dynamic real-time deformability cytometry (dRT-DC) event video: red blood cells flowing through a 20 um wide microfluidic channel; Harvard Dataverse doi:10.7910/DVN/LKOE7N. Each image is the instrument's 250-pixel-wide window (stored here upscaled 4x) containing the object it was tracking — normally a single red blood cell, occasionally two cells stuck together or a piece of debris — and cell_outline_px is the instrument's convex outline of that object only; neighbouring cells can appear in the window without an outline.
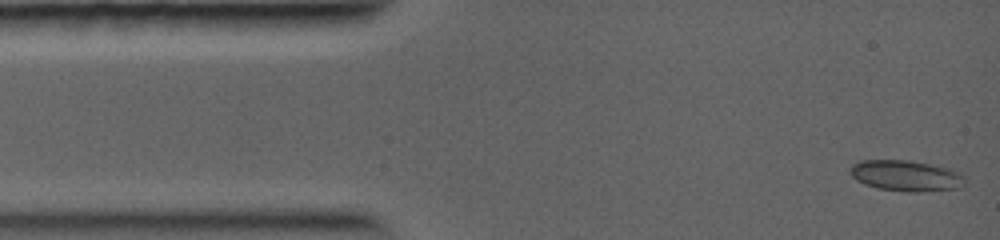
{"species": "common noctule bat (a hibernating species)", "species_latin": "Nyctalus noctula", "temperature_condition": "warm", "stored_images_in_passage": 47, "camera_frame_rate_fps": 5000, "um_per_image_px": 0.085, "animal": {"sex": "female", "body_mass_g": 19.0, "forearm_length_mm": 56.7}, "frame": {"image": 1, "passage_image": 1, "time_ms": 0.0, "image_size_px": [1000, 240], "cell_outline_px": [[964, 184], [960, 188], [916, 192], [908, 192], [880, 188], [864, 184], [856, 180], [848, 172], [848, 168], [852, 164], [860, 160], [908, 160], [948, 168], [960, 172], [964, 176]], "centroid_in_image_um": [76.97, 14.93], "position_along_channel_um": 8.0, "area_um2": 20.69}}
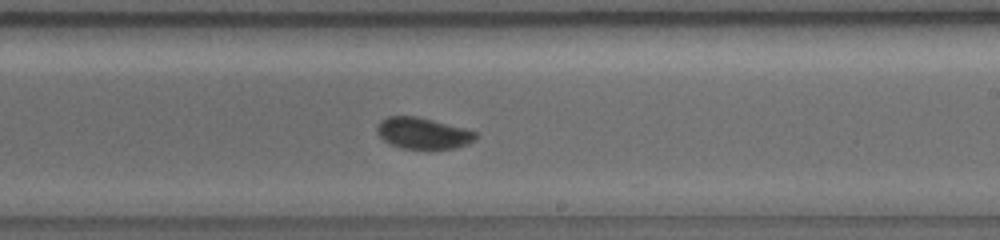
{"frame": {"image": 2, "passage_image": 28, "time_ms": 6.6, "image_size_px": [1000, 240], "cell_outline_px": [[476, 140], [468, 144], [456, 148], [400, 148], [388, 144], [376, 132], [376, 124], [380, 120], [388, 116], [416, 116], [464, 128], [476, 132]], "centroid_in_image_um": [35.91, 11.32], "position_along_channel_um": 253.1, "area_um2": 17.98}}
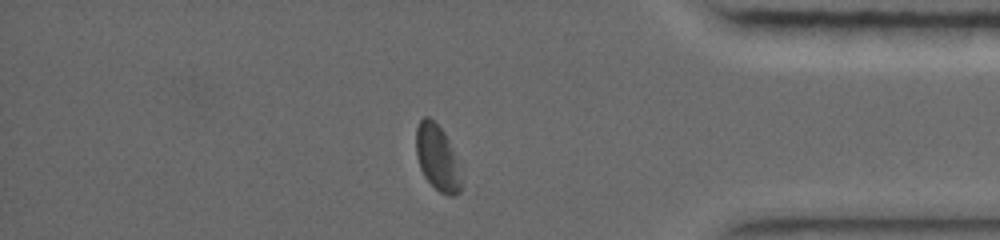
{"frame": {"image": 3, "passage_image": 42, "time_ms": 10.0, "image_size_px": [1000, 240], "cell_outline_px": [[460, 192], [456, 196], [448, 196], [440, 192], [424, 176], [420, 168], [416, 156], [416, 128], [420, 120], [424, 116], [428, 116], [444, 132], [448, 140], [452, 152], [460, 184]], "centroid_in_image_um": [37.1, 13.4], "position_along_channel_um": 398.1, "area_um2": 16.53}}